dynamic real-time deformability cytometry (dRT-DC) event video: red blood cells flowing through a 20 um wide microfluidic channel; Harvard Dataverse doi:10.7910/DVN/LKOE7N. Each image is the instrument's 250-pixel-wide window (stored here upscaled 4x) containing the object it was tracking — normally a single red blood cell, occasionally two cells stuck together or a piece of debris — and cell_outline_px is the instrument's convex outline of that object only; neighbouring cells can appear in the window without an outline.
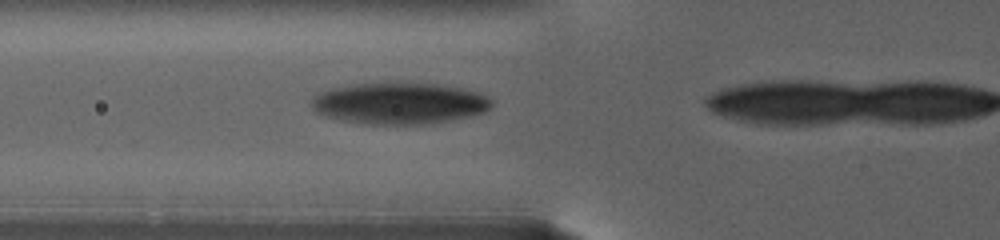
{"species": "human", "species_latin": "Homo sapiens", "temperature_condition": "warm", "stored_images_in_passage": 3, "camera_frame_rate_fps": 3000, "um_per_image_px": 0.085, "donor": {"sex": "female"}, "frame": {"image": 1, "passage_image": 2, "time_ms": 1.0, "image_size_px": [1000, 240], "cell_outline_px": [[492, 104], [484, 112], [468, 116], [420, 124], [364, 124], [340, 120], [324, 116], [316, 112], [312, 108], [312, 96], [316, 92], [332, 88], [352, 84], [432, 84], [460, 88], [480, 92], [488, 96], [492, 100]], "centroid_in_image_um": [33.88, 8.79], "position_along_channel_um": 91.9, "area_um2": 43.0}}